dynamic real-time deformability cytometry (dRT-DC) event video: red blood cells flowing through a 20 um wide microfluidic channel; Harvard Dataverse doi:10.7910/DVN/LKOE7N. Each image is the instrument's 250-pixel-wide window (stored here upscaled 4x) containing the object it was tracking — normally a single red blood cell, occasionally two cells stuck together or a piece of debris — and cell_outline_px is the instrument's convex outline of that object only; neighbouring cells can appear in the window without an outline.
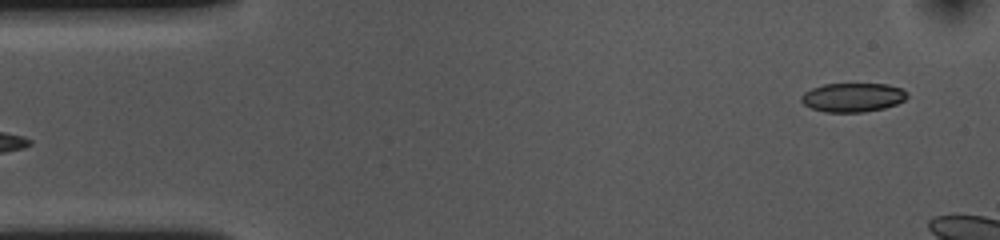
{"species": "common noctule bat (a hibernating species)", "species_latin": "Nyctalus noctula", "temperature_condition": "cold", "stored_images_in_passage": 7, "camera_frame_rate_fps": 3000, "um_per_image_px": 0.085, "animal": {"sex": "female", "body_mass_g": 10.0, "forearm_length_mm": 53.1}, "frame": {"image": 1, "passage_image": 1, "time_ms": 0.0, "image_size_px": [1000, 240], "cell_outline_px": [[908, 96], [904, 100], [896, 104], [884, 108], [864, 112], [824, 112], [812, 108], [804, 104], [800, 100], [800, 96], [804, 92], [812, 88], [824, 84], [888, 84], [904, 88], [908, 92]], "centroid_in_image_um": [72.51, 8.27], "position_along_channel_um": 12.5, "area_um2": 18.03}}